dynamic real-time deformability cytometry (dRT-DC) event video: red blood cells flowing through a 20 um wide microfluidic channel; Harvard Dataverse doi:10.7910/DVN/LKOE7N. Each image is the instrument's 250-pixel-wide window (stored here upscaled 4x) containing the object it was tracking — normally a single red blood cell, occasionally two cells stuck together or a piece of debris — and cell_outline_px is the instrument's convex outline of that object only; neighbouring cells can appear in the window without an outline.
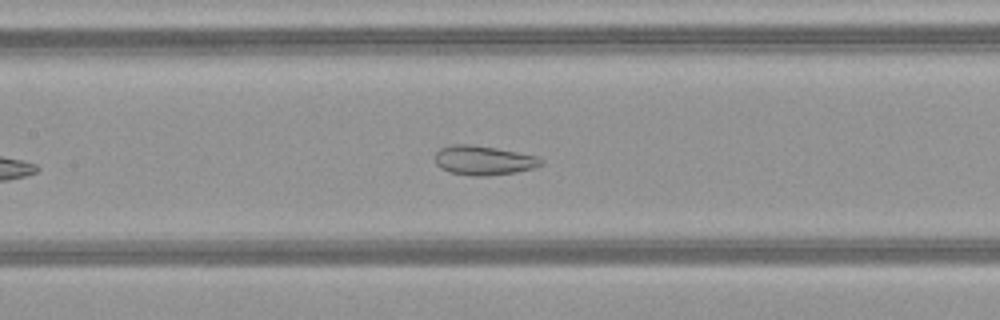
{"species": "common noctule bat (a hibernating species)", "species_latin": "Nyctalus noctula", "temperature_condition": "warm", "stored_images_in_passage": 37, "camera_frame_rate_fps": 3000, "um_per_image_px": 0.085, "animal": {"sex": "female", "body_mass_g": 21.9}, "frame": {"image": 1, "passage_image": 13, "time_ms": 4.0, "image_size_px": [1000, 320], "cell_outline_px": [[544, 164], [532, 168], [516, 172], [484, 176], [472, 176], [448, 172], [440, 168], [436, 164], [436, 152], [440, 148], [452, 144], [468, 144], [496, 148], [536, 156], [544, 160]], "centroid_in_image_um": [41.08, 13.63], "position_along_channel_um": 166.3, "area_um2": 18.09}}
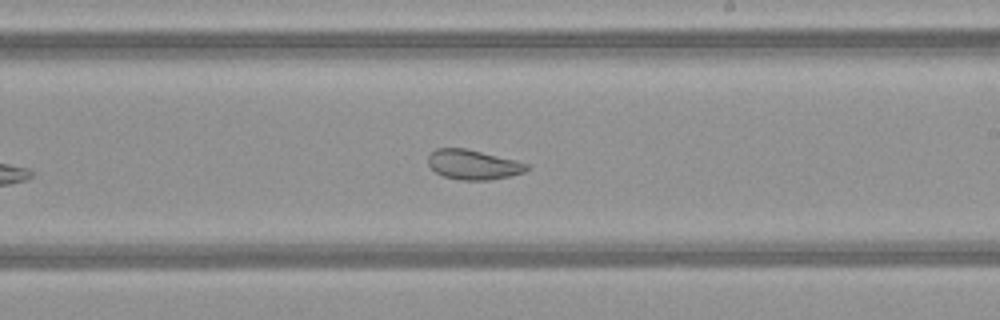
{"frame": {"image": 2, "passage_image": 19, "time_ms": 6.0, "image_size_px": [1000, 320], "cell_outline_px": [[532, 168], [524, 172], [508, 176], [488, 180], [460, 180], [444, 176], [436, 172], [428, 164], [428, 156], [436, 148], [464, 148], [516, 160], [528, 164]], "centroid_in_image_um": [40.23, 13.99], "position_along_channel_um": 248.8, "area_um2": 16.99}}
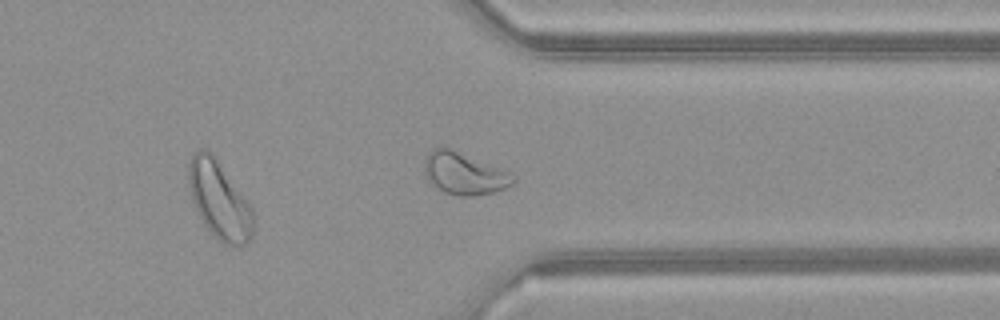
{"frame": {"image": 3, "passage_image": 28, "time_ms": 9.0, "image_size_px": [1000, 320], "cell_outline_px": [[252, 236], [248, 244], [224, 244], [204, 224], [196, 208], [188, 184], [188, 160], [200, 148], [208, 148], [212, 152], [252, 208]], "centroid_in_image_um": [18.62, 16.95], "position_along_channel_um": 392.8, "area_um2": 28.61}, "authors_computed_cell_mechanics": {"area_um2": 19.8254, "velocity_mm_per_s": 4.1332, "shape_relaxation_time_tau1_ms": null, "shape_relaxation_time_tau2_ms": 1.1152, "deformation_change_tau1": null, "deformation_change_tau2": 0.0708}}